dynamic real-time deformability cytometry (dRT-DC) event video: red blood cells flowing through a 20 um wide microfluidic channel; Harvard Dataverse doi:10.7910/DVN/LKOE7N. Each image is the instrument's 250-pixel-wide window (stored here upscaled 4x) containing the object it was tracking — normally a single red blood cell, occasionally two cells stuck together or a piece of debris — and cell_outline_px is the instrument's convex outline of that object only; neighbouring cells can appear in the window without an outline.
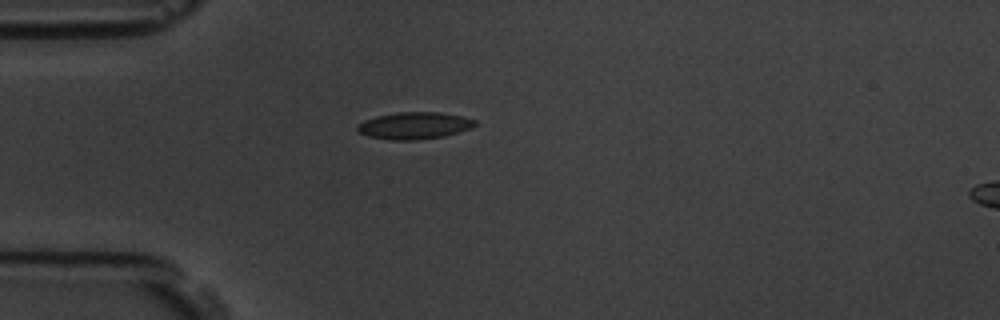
{"species": "common noctule bat (a hibernating species)", "species_latin": "Nyctalus noctula", "temperature_condition": "room temperature", "stored_images_in_passage": 1, "camera_frame_rate_fps": 3000, "um_per_image_px": 0.085, "animal": {"sex": "male", "body_mass_g": 19.5, "forearm_length_mm": 54.6}, "frame": {"image": 1, "passage_image": 1, "time_ms": 0.0, "image_size_px": [1000, 320], "cell_outline_px": [[476, 124], [468, 128], [444, 136], [416, 140], [392, 140], [368, 136], [360, 132], [356, 128], [356, 124], [364, 120], [376, 116], [396, 112], [440, 112], [460, 116], [476, 120]], "centroid_in_image_um": [35.16, 10.67], "position_along_channel_um": 49.8, "area_um2": 18.32}}